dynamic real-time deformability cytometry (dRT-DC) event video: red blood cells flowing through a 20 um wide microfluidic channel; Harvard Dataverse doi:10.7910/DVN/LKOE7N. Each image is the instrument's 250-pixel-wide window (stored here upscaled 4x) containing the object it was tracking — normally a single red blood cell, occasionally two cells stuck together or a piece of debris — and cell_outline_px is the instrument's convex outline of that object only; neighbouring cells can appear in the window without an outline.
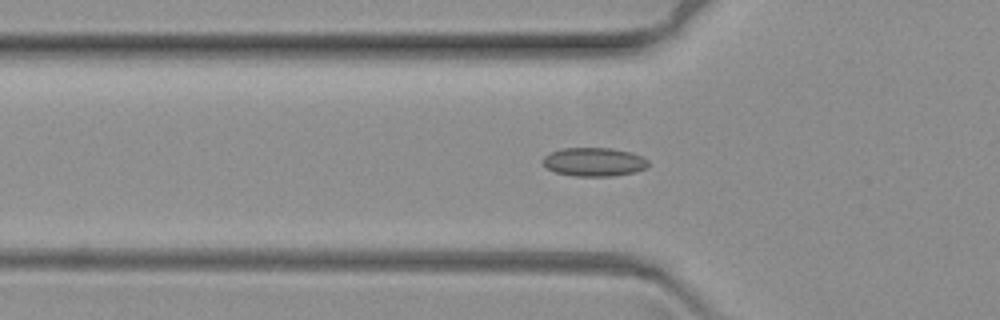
{"species": "common noctule bat (a hibernating species)", "species_latin": "Nyctalus noctula", "temperature_condition": "warm", "stored_images_in_passage": 65, "camera_frame_rate_fps": 3000, "um_per_image_px": 0.085, "animal": {"sex": "female", "body_mass_g": 19.3, "forearm_length_mm": 54.1}, "frame": {"image": 1, "passage_image": 22, "time_ms": 7.0, "image_size_px": [1000, 320], "cell_outline_px": [[648, 164], [644, 168], [632, 172], [612, 176], [576, 176], [556, 172], [548, 168], [540, 160], [544, 156], [560, 148], [612, 148], [632, 152], [644, 156], [648, 160]], "centroid_in_image_um": [50.49, 13.75], "position_along_channel_um": 75.3, "area_um2": 17.57}}
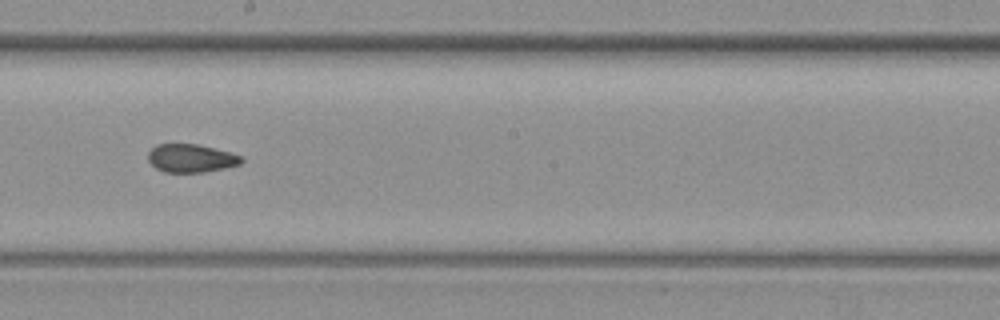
{"frame": {"image": 2, "passage_image": 37, "time_ms": 12.0, "image_size_px": [1000, 320], "cell_outline_px": [[244, 160], [240, 164], [224, 168], [204, 172], [164, 172], [156, 168], [148, 160], [148, 152], [156, 144], [196, 144], [228, 152], [240, 156]], "centroid_in_image_um": [16.2, 13.45], "position_along_channel_um": 232.0, "area_um2": 15.14}}
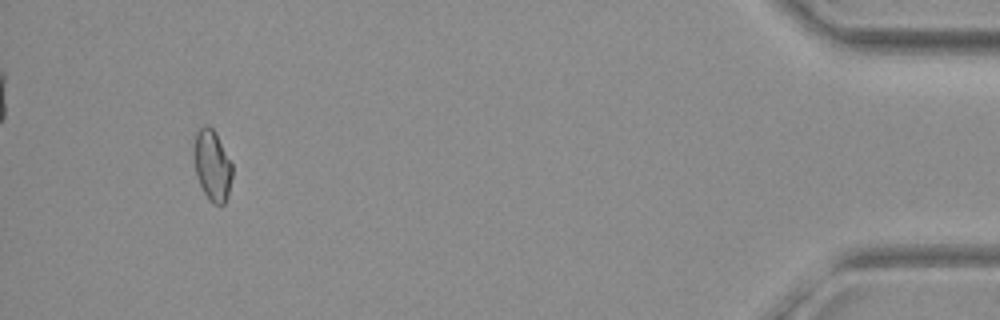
{"frame": {"image": 3, "passage_image": 62, "time_ms": 20.333, "image_size_px": [1000, 320], "cell_outline_px": [[232, 176], [228, 196], [224, 204], [212, 204], [208, 200], [196, 176], [192, 156], [192, 148], [196, 132], [204, 124], [212, 128], [216, 132], [232, 164]], "centroid_in_image_um": [18.01, 14.04], "position_along_channel_um": 417.2, "area_um2": 16.18}}